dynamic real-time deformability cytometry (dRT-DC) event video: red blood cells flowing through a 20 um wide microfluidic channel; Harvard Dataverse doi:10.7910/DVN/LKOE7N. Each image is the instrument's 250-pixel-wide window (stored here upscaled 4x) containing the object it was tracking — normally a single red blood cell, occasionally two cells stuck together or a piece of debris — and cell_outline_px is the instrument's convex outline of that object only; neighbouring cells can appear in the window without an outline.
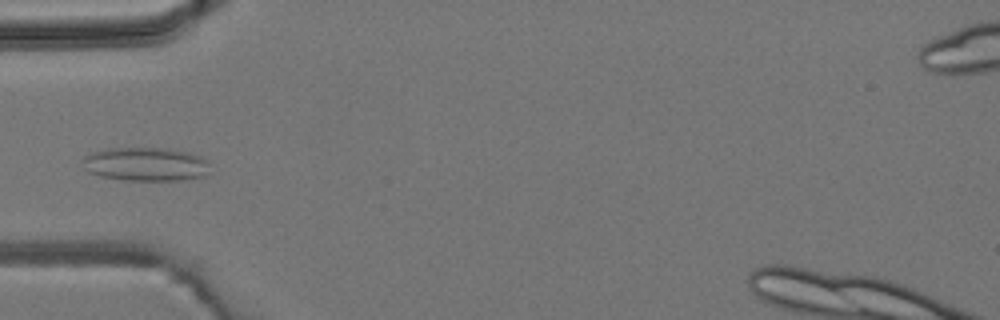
{"species": "common noctule bat (a hibernating species)", "species_latin": "Nyctalus noctula", "temperature_condition": "room temperature", "stored_images_in_passage": 4, "camera_frame_rate_fps": 3000, "um_per_image_px": 0.085, "animal": {"sex": "male", "body_mass_g": 19.2, "forearm_length_mm": 51.8}, "frame": {"image": 1, "passage_image": 4, "time_ms": 3.667, "image_size_px": [1000, 320], "cell_outline_px": [[208, 176], [180, 180], [124, 180], [100, 176], [88, 172], [84, 168], [84, 156], [92, 152], [108, 148], [164, 148], [184, 152], [200, 156], [208, 160]], "centroid_in_image_um": [12.39, 13.96], "position_along_channel_um": 72.6, "area_um2": 24.97}}